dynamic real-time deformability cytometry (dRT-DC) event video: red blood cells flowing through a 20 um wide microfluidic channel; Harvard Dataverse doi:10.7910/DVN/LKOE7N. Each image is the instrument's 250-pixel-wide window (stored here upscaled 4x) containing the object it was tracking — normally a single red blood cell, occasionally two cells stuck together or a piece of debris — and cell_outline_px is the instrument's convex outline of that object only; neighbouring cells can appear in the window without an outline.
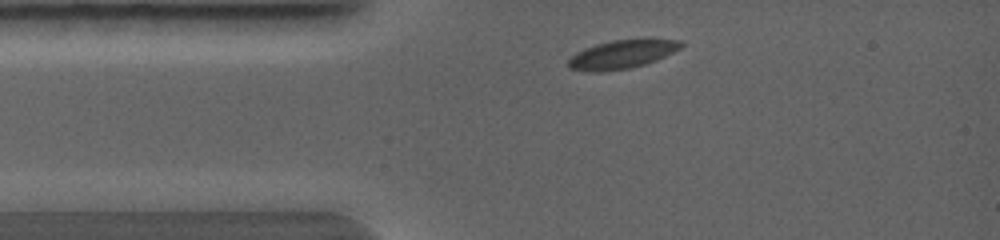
{"species": "common noctule bat (a hibernating species)", "species_latin": "Nyctalus noctula", "temperature_condition": "warm", "stored_images_in_passage": 3, "camera_frame_rate_fps": 5000, "um_per_image_px": 0.085, "animal": {"sex": "female", "body_mass_g": 19.0, "forearm_length_mm": 56.7}, "frame": {"image": 1, "passage_image": 1, "time_ms": 0.0, "image_size_px": [1000, 240], "cell_outline_px": [[684, 44], [680, 48], [656, 60], [644, 64], [628, 68], [600, 72], [588, 72], [568, 68], [568, 60], [576, 52], [584, 48], [596, 44], [612, 40], [680, 40]], "centroid_in_image_um": [52.79, 4.63], "position_along_channel_um": 32.2, "area_um2": 18.38}}
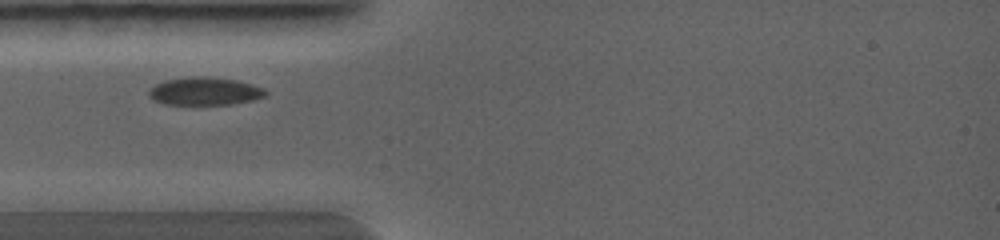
{"frame": {"image": 2, "passage_image": 2, "time_ms": 0.8, "image_size_px": [1000, 240], "cell_outline_px": [[268, 92], [264, 96], [252, 100], [232, 104], [164, 104], [148, 96], [148, 92], [156, 84], [164, 80], [192, 76], [204, 76], [236, 80], [252, 84], [264, 88]], "centroid_in_image_um": [17.41, 7.75], "position_along_channel_um": 67.6, "area_um2": 18.84}}